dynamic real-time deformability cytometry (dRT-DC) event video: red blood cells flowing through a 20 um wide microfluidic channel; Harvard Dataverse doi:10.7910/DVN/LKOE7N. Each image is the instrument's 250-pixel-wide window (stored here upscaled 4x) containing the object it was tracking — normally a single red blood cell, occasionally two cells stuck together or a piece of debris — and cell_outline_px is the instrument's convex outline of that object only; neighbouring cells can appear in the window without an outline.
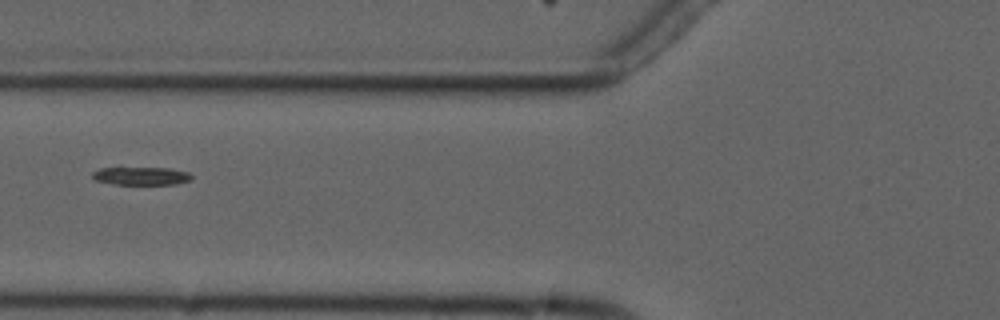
{"species": "common noctule bat (a hibernating species)", "species_latin": "Nyctalus noctula", "temperature_condition": "cold", "stored_images_in_passage": 6, "camera_frame_rate_fps": 3000, "um_per_image_px": 0.085, "animal": {"sex": "male", "forearm_length_mm": 52.5}, "frame": {"image": 1, "passage_image": 6, "time_ms": 6.667, "image_size_px": [1000, 320], "cell_outline_px": [[192, 180], [176, 184], [116, 184], [96, 180], [92, 176], [92, 172], [100, 168], [172, 168], [188, 172], [192, 176]], "centroid_in_image_um": [12.05, 14.95], "position_along_channel_um": 113.8, "area_um2": 10.35}}